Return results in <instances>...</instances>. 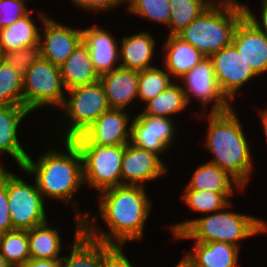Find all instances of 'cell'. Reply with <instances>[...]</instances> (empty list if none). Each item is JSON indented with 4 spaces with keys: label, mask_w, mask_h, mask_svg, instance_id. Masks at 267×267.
<instances>
[{
    "label": "cell",
    "mask_w": 267,
    "mask_h": 267,
    "mask_svg": "<svg viewBox=\"0 0 267 267\" xmlns=\"http://www.w3.org/2000/svg\"><path fill=\"white\" fill-rule=\"evenodd\" d=\"M217 2H219V1H223V0H216ZM230 1H237V0H230Z\"/></svg>",
    "instance_id": "46"
},
{
    "label": "cell",
    "mask_w": 267,
    "mask_h": 267,
    "mask_svg": "<svg viewBox=\"0 0 267 267\" xmlns=\"http://www.w3.org/2000/svg\"><path fill=\"white\" fill-rule=\"evenodd\" d=\"M0 104L24 107L23 75L4 59L0 62Z\"/></svg>",
    "instance_id": "31"
},
{
    "label": "cell",
    "mask_w": 267,
    "mask_h": 267,
    "mask_svg": "<svg viewBox=\"0 0 267 267\" xmlns=\"http://www.w3.org/2000/svg\"><path fill=\"white\" fill-rule=\"evenodd\" d=\"M3 59V54L0 52V62L2 61Z\"/></svg>",
    "instance_id": "45"
},
{
    "label": "cell",
    "mask_w": 267,
    "mask_h": 267,
    "mask_svg": "<svg viewBox=\"0 0 267 267\" xmlns=\"http://www.w3.org/2000/svg\"><path fill=\"white\" fill-rule=\"evenodd\" d=\"M30 111L23 106L2 105L0 107V154L8 153L20 169L28 156L19 143L17 131L20 122ZM3 168L4 165L0 164Z\"/></svg>",
    "instance_id": "18"
},
{
    "label": "cell",
    "mask_w": 267,
    "mask_h": 267,
    "mask_svg": "<svg viewBox=\"0 0 267 267\" xmlns=\"http://www.w3.org/2000/svg\"><path fill=\"white\" fill-rule=\"evenodd\" d=\"M0 267H12L0 252Z\"/></svg>",
    "instance_id": "44"
},
{
    "label": "cell",
    "mask_w": 267,
    "mask_h": 267,
    "mask_svg": "<svg viewBox=\"0 0 267 267\" xmlns=\"http://www.w3.org/2000/svg\"><path fill=\"white\" fill-rule=\"evenodd\" d=\"M130 143L154 154H163L175 138L174 121L153 115H136L130 123Z\"/></svg>",
    "instance_id": "13"
},
{
    "label": "cell",
    "mask_w": 267,
    "mask_h": 267,
    "mask_svg": "<svg viewBox=\"0 0 267 267\" xmlns=\"http://www.w3.org/2000/svg\"><path fill=\"white\" fill-rule=\"evenodd\" d=\"M244 189L227 171L215 164L206 162L193 173L185 189H195L215 193H234L233 187Z\"/></svg>",
    "instance_id": "25"
},
{
    "label": "cell",
    "mask_w": 267,
    "mask_h": 267,
    "mask_svg": "<svg viewBox=\"0 0 267 267\" xmlns=\"http://www.w3.org/2000/svg\"><path fill=\"white\" fill-rule=\"evenodd\" d=\"M82 157L83 183L101 192L122 185V159L125 145L76 144Z\"/></svg>",
    "instance_id": "7"
},
{
    "label": "cell",
    "mask_w": 267,
    "mask_h": 267,
    "mask_svg": "<svg viewBox=\"0 0 267 267\" xmlns=\"http://www.w3.org/2000/svg\"><path fill=\"white\" fill-rule=\"evenodd\" d=\"M99 193V216L103 218L110 232L91 225L88 218L83 221V230L91 238L107 244L141 240L152 204L145 187L119 185Z\"/></svg>",
    "instance_id": "1"
},
{
    "label": "cell",
    "mask_w": 267,
    "mask_h": 267,
    "mask_svg": "<svg viewBox=\"0 0 267 267\" xmlns=\"http://www.w3.org/2000/svg\"><path fill=\"white\" fill-rule=\"evenodd\" d=\"M260 117H261V122L263 124V129H264V135L267 139V109H265L264 111H260Z\"/></svg>",
    "instance_id": "43"
},
{
    "label": "cell",
    "mask_w": 267,
    "mask_h": 267,
    "mask_svg": "<svg viewBox=\"0 0 267 267\" xmlns=\"http://www.w3.org/2000/svg\"><path fill=\"white\" fill-rule=\"evenodd\" d=\"M209 58L212 61L218 85L231 103L243 84L255 76L258 77L233 44L222 48Z\"/></svg>",
    "instance_id": "12"
},
{
    "label": "cell",
    "mask_w": 267,
    "mask_h": 267,
    "mask_svg": "<svg viewBox=\"0 0 267 267\" xmlns=\"http://www.w3.org/2000/svg\"><path fill=\"white\" fill-rule=\"evenodd\" d=\"M41 57L40 43L3 53V59L23 76Z\"/></svg>",
    "instance_id": "35"
},
{
    "label": "cell",
    "mask_w": 267,
    "mask_h": 267,
    "mask_svg": "<svg viewBox=\"0 0 267 267\" xmlns=\"http://www.w3.org/2000/svg\"><path fill=\"white\" fill-rule=\"evenodd\" d=\"M66 94L68 96L60 108L65 110L70 121L65 129L64 138L61 139H72L80 135L103 112L111 109L100 81L71 88Z\"/></svg>",
    "instance_id": "6"
},
{
    "label": "cell",
    "mask_w": 267,
    "mask_h": 267,
    "mask_svg": "<svg viewBox=\"0 0 267 267\" xmlns=\"http://www.w3.org/2000/svg\"><path fill=\"white\" fill-rule=\"evenodd\" d=\"M248 5L242 4L244 10V17L260 32H263L267 35V0H262V12L261 21L257 20L256 14H254Z\"/></svg>",
    "instance_id": "40"
},
{
    "label": "cell",
    "mask_w": 267,
    "mask_h": 267,
    "mask_svg": "<svg viewBox=\"0 0 267 267\" xmlns=\"http://www.w3.org/2000/svg\"><path fill=\"white\" fill-rule=\"evenodd\" d=\"M59 68L66 90L100 81V75L91 61L89 48L83 40Z\"/></svg>",
    "instance_id": "21"
},
{
    "label": "cell",
    "mask_w": 267,
    "mask_h": 267,
    "mask_svg": "<svg viewBox=\"0 0 267 267\" xmlns=\"http://www.w3.org/2000/svg\"><path fill=\"white\" fill-rule=\"evenodd\" d=\"M63 143L65 152L50 149L36 162L28 155L21 169L35 175L37 189L44 198L69 205L72 195L84 184L82 157L71 139H63Z\"/></svg>",
    "instance_id": "2"
},
{
    "label": "cell",
    "mask_w": 267,
    "mask_h": 267,
    "mask_svg": "<svg viewBox=\"0 0 267 267\" xmlns=\"http://www.w3.org/2000/svg\"><path fill=\"white\" fill-rule=\"evenodd\" d=\"M166 167L157 154L129 142L125 145L122 159V185L145 187V182L163 176L167 172Z\"/></svg>",
    "instance_id": "15"
},
{
    "label": "cell",
    "mask_w": 267,
    "mask_h": 267,
    "mask_svg": "<svg viewBox=\"0 0 267 267\" xmlns=\"http://www.w3.org/2000/svg\"><path fill=\"white\" fill-rule=\"evenodd\" d=\"M170 5V34L177 35L194 21L215 0H168ZM215 1V2H214Z\"/></svg>",
    "instance_id": "29"
},
{
    "label": "cell",
    "mask_w": 267,
    "mask_h": 267,
    "mask_svg": "<svg viewBox=\"0 0 267 267\" xmlns=\"http://www.w3.org/2000/svg\"><path fill=\"white\" fill-rule=\"evenodd\" d=\"M66 91L59 66L42 57L23 76L24 107L30 112L44 105L61 107Z\"/></svg>",
    "instance_id": "8"
},
{
    "label": "cell",
    "mask_w": 267,
    "mask_h": 267,
    "mask_svg": "<svg viewBox=\"0 0 267 267\" xmlns=\"http://www.w3.org/2000/svg\"><path fill=\"white\" fill-rule=\"evenodd\" d=\"M7 195L13 230H29L47 222L45 199L36 183L30 185L7 171Z\"/></svg>",
    "instance_id": "9"
},
{
    "label": "cell",
    "mask_w": 267,
    "mask_h": 267,
    "mask_svg": "<svg viewBox=\"0 0 267 267\" xmlns=\"http://www.w3.org/2000/svg\"><path fill=\"white\" fill-rule=\"evenodd\" d=\"M0 252L12 267L30 259L28 230L14 229L0 235Z\"/></svg>",
    "instance_id": "30"
},
{
    "label": "cell",
    "mask_w": 267,
    "mask_h": 267,
    "mask_svg": "<svg viewBox=\"0 0 267 267\" xmlns=\"http://www.w3.org/2000/svg\"><path fill=\"white\" fill-rule=\"evenodd\" d=\"M82 40L88 46L91 61L100 76L120 67L119 63L116 64L119 46L107 30L99 26L82 29Z\"/></svg>",
    "instance_id": "17"
},
{
    "label": "cell",
    "mask_w": 267,
    "mask_h": 267,
    "mask_svg": "<svg viewBox=\"0 0 267 267\" xmlns=\"http://www.w3.org/2000/svg\"><path fill=\"white\" fill-rule=\"evenodd\" d=\"M243 18L242 3L238 1L211 3L177 36L191 44L204 57H210L232 44L235 29Z\"/></svg>",
    "instance_id": "5"
},
{
    "label": "cell",
    "mask_w": 267,
    "mask_h": 267,
    "mask_svg": "<svg viewBox=\"0 0 267 267\" xmlns=\"http://www.w3.org/2000/svg\"><path fill=\"white\" fill-rule=\"evenodd\" d=\"M127 0H72L74 4L88 11L108 12Z\"/></svg>",
    "instance_id": "39"
},
{
    "label": "cell",
    "mask_w": 267,
    "mask_h": 267,
    "mask_svg": "<svg viewBox=\"0 0 267 267\" xmlns=\"http://www.w3.org/2000/svg\"><path fill=\"white\" fill-rule=\"evenodd\" d=\"M127 10L139 17H144L169 26L170 5L168 0H127Z\"/></svg>",
    "instance_id": "34"
},
{
    "label": "cell",
    "mask_w": 267,
    "mask_h": 267,
    "mask_svg": "<svg viewBox=\"0 0 267 267\" xmlns=\"http://www.w3.org/2000/svg\"><path fill=\"white\" fill-rule=\"evenodd\" d=\"M122 247L123 244H107L101 241L102 267H133Z\"/></svg>",
    "instance_id": "37"
},
{
    "label": "cell",
    "mask_w": 267,
    "mask_h": 267,
    "mask_svg": "<svg viewBox=\"0 0 267 267\" xmlns=\"http://www.w3.org/2000/svg\"><path fill=\"white\" fill-rule=\"evenodd\" d=\"M119 49L120 67L124 69L142 71L151 67V60L155 49V39L143 31L132 36H124Z\"/></svg>",
    "instance_id": "22"
},
{
    "label": "cell",
    "mask_w": 267,
    "mask_h": 267,
    "mask_svg": "<svg viewBox=\"0 0 267 267\" xmlns=\"http://www.w3.org/2000/svg\"><path fill=\"white\" fill-rule=\"evenodd\" d=\"M232 44L257 76L267 72V35L245 17L235 29Z\"/></svg>",
    "instance_id": "16"
},
{
    "label": "cell",
    "mask_w": 267,
    "mask_h": 267,
    "mask_svg": "<svg viewBox=\"0 0 267 267\" xmlns=\"http://www.w3.org/2000/svg\"><path fill=\"white\" fill-rule=\"evenodd\" d=\"M194 250L188 255L195 267H237L238 247L220 241H195Z\"/></svg>",
    "instance_id": "24"
},
{
    "label": "cell",
    "mask_w": 267,
    "mask_h": 267,
    "mask_svg": "<svg viewBox=\"0 0 267 267\" xmlns=\"http://www.w3.org/2000/svg\"><path fill=\"white\" fill-rule=\"evenodd\" d=\"M13 230L7 195V170H0V235Z\"/></svg>",
    "instance_id": "38"
},
{
    "label": "cell",
    "mask_w": 267,
    "mask_h": 267,
    "mask_svg": "<svg viewBox=\"0 0 267 267\" xmlns=\"http://www.w3.org/2000/svg\"><path fill=\"white\" fill-rule=\"evenodd\" d=\"M146 107L137 115H153L170 118L188 106L180 85L172 82L163 92L146 102Z\"/></svg>",
    "instance_id": "28"
},
{
    "label": "cell",
    "mask_w": 267,
    "mask_h": 267,
    "mask_svg": "<svg viewBox=\"0 0 267 267\" xmlns=\"http://www.w3.org/2000/svg\"><path fill=\"white\" fill-rule=\"evenodd\" d=\"M208 132L206 148L213 154L209 162L227 171L244 188L253 162L248 140L233 108L218 113L208 114Z\"/></svg>",
    "instance_id": "3"
},
{
    "label": "cell",
    "mask_w": 267,
    "mask_h": 267,
    "mask_svg": "<svg viewBox=\"0 0 267 267\" xmlns=\"http://www.w3.org/2000/svg\"><path fill=\"white\" fill-rule=\"evenodd\" d=\"M30 259H61L62 249L58 229H53L49 223L28 230Z\"/></svg>",
    "instance_id": "27"
},
{
    "label": "cell",
    "mask_w": 267,
    "mask_h": 267,
    "mask_svg": "<svg viewBox=\"0 0 267 267\" xmlns=\"http://www.w3.org/2000/svg\"><path fill=\"white\" fill-rule=\"evenodd\" d=\"M182 200L186 205L196 212L210 214L219 211L230 203L228 197L233 193H215L195 189H185Z\"/></svg>",
    "instance_id": "32"
},
{
    "label": "cell",
    "mask_w": 267,
    "mask_h": 267,
    "mask_svg": "<svg viewBox=\"0 0 267 267\" xmlns=\"http://www.w3.org/2000/svg\"><path fill=\"white\" fill-rule=\"evenodd\" d=\"M30 12L12 25L0 29V52L21 49L39 43V28L34 24Z\"/></svg>",
    "instance_id": "26"
},
{
    "label": "cell",
    "mask_w": 267,
    "mask_h": 267,
    "mask_svg": "<svg viewBox=\"0 0 267 267\" xmlns=\"http://www.w3.org/2000/svg\"><path fill=\"white\" fill-rule=\"evenodd\" d=\"M180 80L184 83L182 87L187 104L191 101V96L201 102V113L206 115L203 109L210 102H214L211 113L224 112L232 108V103L221 91L217 79L215 78L212 61L209 57H204L195 67L184 74ZM191 95V96H190Z\"/></svg>",
    "instance_id": "10"
},
{
    "label": "cell",
    "mask_w": 267,
    "mask_h": 267,
    "mask_svg": "<svg viewBox=\"0 0 267 267\" xmlns=\"http://www.w3.org/2000/svg\"><path fill=\"white\" fill-rule=\"evenodd\" d=\"M39 16L45 28L39 39L42 58L60 66L82 41V29L69 28L43 13Z\"/></svg>",
    "instance_id": "14"
},
{
    "label": "cell",
    "mask_w": 267,
    "mask_h": 267,
    "mask_svg": "<svg viewBox=\"0 0 267 267\" xmlns=\"http://www.w3.org/2000/svg\"><path fill=\"white\" fill-rule=\"evenodd\" d=\"M76 211V231L73 247L68 256L62 257L63 267H102L101 263V241L91 238L83 230V221L89 217V211L84 215Z\"/></svg>",
    "instance_id": "19"
},
{
    "label": "cell",
    "mask_w": 267,
    "mask_h": 267,
    "mask_svg": "<svg viewBox=\"0 0 267 267\" xmlns=\"http://www.w3.org/2000/svg\"><path fill=\"white\" fill-rule=\"evenodd\" d=\"M231 203L207 216L170 225V229L176 239H194L203 243L220 241L238 248L240 247L238 241L267 231V223L262 219L226 211Z\"/></svg>",
    "instance_id": "4"
},
{
    "label": "cell",
    "mask_w": 267,
    "mask_h": 267,
    "mask_svg": "<svg viewBox=\"0 0 267 267\" xmlns=\"http://www.w3.org/2000/svg\"><path fill=\"white\" fill-rule=\"evenodd\" d=\"M165 70V71H164ZM166 69L157 67L138 72V97L145 103L163 92L173 81Z\"/></svg>",
    "instance_id": "33"
},
{
    "label": "cell",
    "mask_w": 267,
    "mask_h": 267,
    "mask_svg": "<svg viewBox=\"0 0 267 267\" xmlns=\"http://www.w3.org/2000/svg\"><path fill=\"white\" fill-rule=\"evenodd\" d=\"M175 267H195V263L187 253Z\"/></svg>",
    "instance_id": "42"
},
{
    "label": "cell",
    "mask_w": 267,
    "mask_h": 267,
    "mask_svg": "<svg viewBox=\"0 0 267 267\" xmlns=\"http://www.w3.org/2000/svg\"><path fill=\"white\" fill-rule=\"evenodd\" d=\"M109 106L125 109L138 96V72L119 67L100 76Z\"/></svg>",
    "instance_id": "20"
},
{
    "label": "cell",
    "mask_w": 267,
    "mask_h": 267,
    "mask_svg": "<svg viewBox=\"0 0 267 267\" xmlns=\"http://www.w3.org/2000/svg\"><path fill=\"white\" fill-rule=\"evenodd\" d=\"M20 267H63L61 259H29Z\"/></svg>",
    "instance_id": "41"
},
{
    "label": "cell",
    "mask_w": 267,
    "mask_h": 267,
    "mask_svg": "<svg viewBox=\"0 0 267 267\" xmlns=\"http://www.w3.org/2000/svg\"><path fill=\"white\" fill-rule=\"evenodd\" d=\"M165 69L173 78H181L195 67L204 56L177 35H168L163 45Z\"/></svg>",
    "instance_id": "23"
},
{
    "label": "cell",
    "mask_w": 267,
    "mask_h": 267,
    "mask_svg": "<svg viewBox=\"0 0 267 267\" xmlns=\"http://www.w3.org/2000/svg\"><path fill=\"white\" fill-rule=\"evenodd\" d=\"M30 12L20 0L0 1V29L12 25Z\"/></svg>",
    "instance_id": "36"
},
{
    "label": "cell",
    "mask_w": 267,
    "mask_h": 267,
    "mask_svg": "<svg viewBox=\"0 0 267 267\" xmlns=\"http://www.w3.org/2000/svg\"><path fill=\"white\" fill-rule=\"evenodd\" d=\"M129 120L125 109L111 108L103 112L86 130L71 140L75 144L126 145L130 142Z\"/></svg>",
    "instance_id": "11"
}]
</instances>
